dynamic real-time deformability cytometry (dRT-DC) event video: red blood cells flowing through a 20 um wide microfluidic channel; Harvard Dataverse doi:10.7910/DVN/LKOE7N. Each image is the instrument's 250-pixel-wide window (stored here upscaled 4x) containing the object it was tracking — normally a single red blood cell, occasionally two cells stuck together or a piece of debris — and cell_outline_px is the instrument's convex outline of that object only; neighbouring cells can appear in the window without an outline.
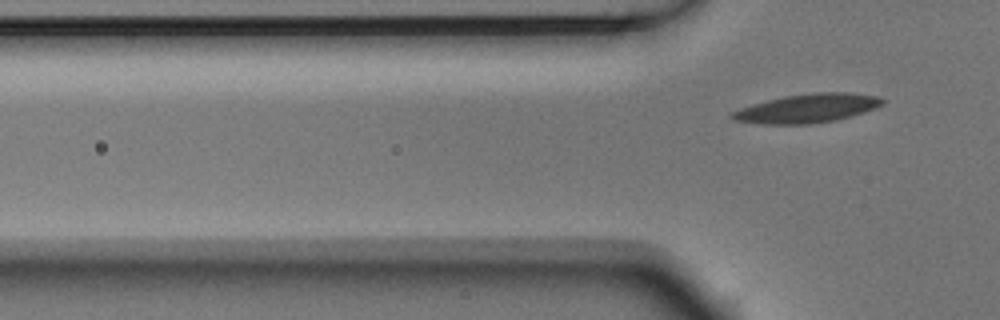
{"species": "Egyptian fruit bat (a non-hibernating species)", "species_latin": "Rousettus aegyptiacus", "temperature_condition": "room temperature", "stored_images_in_passage": 4, "camera_frame_rate_fps": 3000, "um_per_image_px": 0.085, "animal": {"sex": "male"}, "frame": {"image": 1, "passage_image": 4, "time_ms": 1.0, "image_size_px": [1000, 320], "cell_outline_px": [[888, 100], [884, 104], [876, 108], [852, 116], [836, 120], [812, 124], [764, 124], [736, 120], [728, 116], [732, 112], [740, 108], [752, 104], [784, 96], [812, 92], [848, 92], [876, 96]], "centroid_in_image_um": [68.67, 9.2], "position_along_channel_um": 57.1, "area_um2": 25.37}}